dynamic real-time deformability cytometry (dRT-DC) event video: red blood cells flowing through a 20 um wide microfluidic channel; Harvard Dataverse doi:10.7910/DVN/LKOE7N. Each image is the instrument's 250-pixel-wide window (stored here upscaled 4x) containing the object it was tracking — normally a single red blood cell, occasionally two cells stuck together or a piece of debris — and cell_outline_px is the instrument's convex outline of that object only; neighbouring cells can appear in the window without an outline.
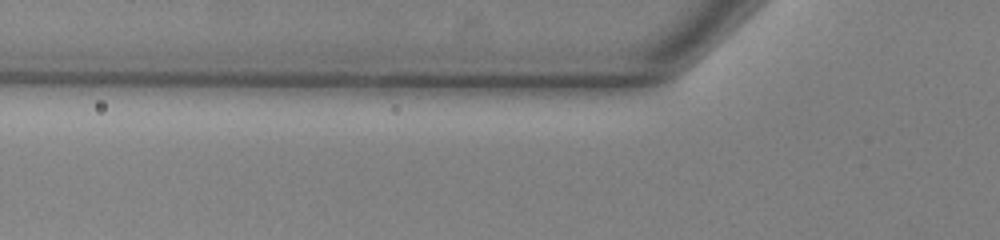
{"species": "common noctule bat (a hibernating species)", "species_latin": "Nyctalus noctula", "temperature_condition": "warm", "stored_images_in_passage": 4, "camera_frame_rate_fps": 3000, "um_per_image_px": 0.085, "animal": {"sex": "male", "body_mass_g": 13.0, "forearm_length_mm": 53.1}, "frame": {"image": 1, "passage_image": 2, "time_ms": 0.333, "image_size_px": [1000, 240], "cell_outline_px": [[608, 136], [604, 140], [596, 144], [584, 148], [488, 148], [448, 140], [452, 136], [592, 132]], "centroid_in_image_um": [45.33, 11.94], "position_along_channel_um": 80.5, "area_um2": 14.1}}